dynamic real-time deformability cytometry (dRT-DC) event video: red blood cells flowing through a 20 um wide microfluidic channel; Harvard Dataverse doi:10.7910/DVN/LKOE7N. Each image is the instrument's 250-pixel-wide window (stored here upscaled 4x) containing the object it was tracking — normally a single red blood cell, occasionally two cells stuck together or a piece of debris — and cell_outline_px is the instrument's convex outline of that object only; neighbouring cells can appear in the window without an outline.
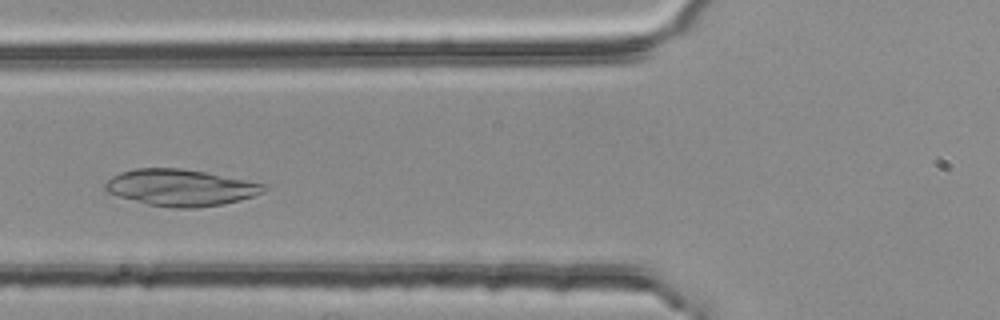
{"species": "common noctule bat (a hibernating species)", "species_latin": "Nyctalus noctula", "temperature_condition": "room temperature", "stored_images_in_passage": 33, "camera_frame_rate_fps": 3000, "um_per_image_px": 0.085, "animal": {"sex": "female", "body_mass_g": 25.1}, "frame": {"image": 1, "passage_image": 10, "time_ms": 3.0, "image_size_px": [1000, 320], "cell_outline_px": [[268, 188], [264, 192], [240, 200], [224, 204], [196, 208], [176, 208], [148, 204], [120, 196], [108, 192], [104, 188], [104, 184], [112, 176], [120, 172], [136, 168], [180, 168], [204, 172], [268, 184]], "centroid_in_image_um": [15.39, 15.94], "position_along_channel_um": 110.4, "area_um2": 33.7}}
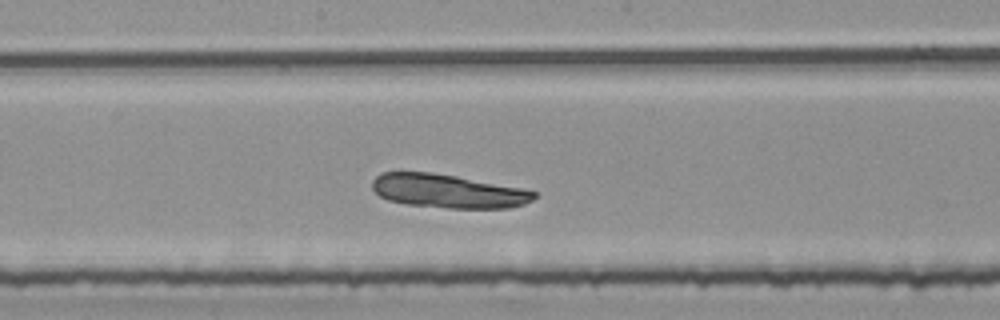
{"frame": {"image": 2, "passage_image": 18, "time_ms": 5.667, "image_size_px": [1000, 320], "cell_outline_px": [[536, 196], [532, 200], [524, 204], [508, 208], [448, 208], [408, 204], [388, 200], [380, 196], [372, 188], [372, 180], [380, 172], [432, 172], [456, 176], [520, 188], [536, 192]], "centroid_in_image_um": [38.04, 16.24], "position_along_channel_um": 210.2, "area_um2": 31.56}}
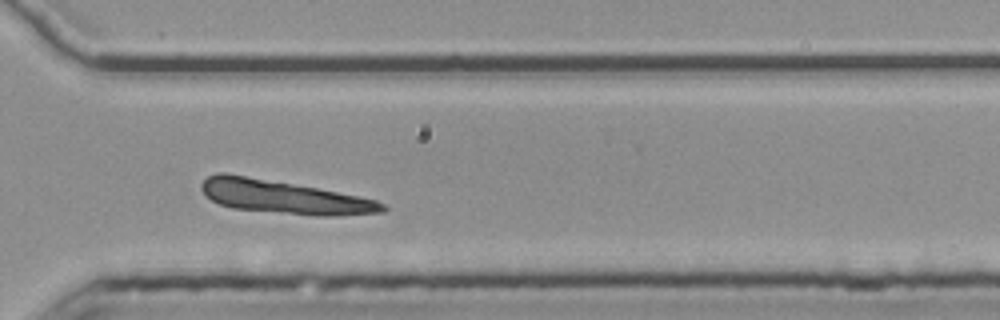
{"frame": {"image": 3, "passage_image": 29, "time_ms": 9.333, "image_size_px": [1000, 320], "cell_outline_px": [[388, 212], [336, 216], [316, 216], [232, 208], [220, 204], [212, 200], [200, 188], [200, 184], [208, 176], [216, 172], [228, 172], [316, 188], [376, 200], [384, 204], [388, 208]], "centroid_in_image_um": [24.13, 16.74], "position_along_channel_um": 346.5, "area_um2": 35.08}}